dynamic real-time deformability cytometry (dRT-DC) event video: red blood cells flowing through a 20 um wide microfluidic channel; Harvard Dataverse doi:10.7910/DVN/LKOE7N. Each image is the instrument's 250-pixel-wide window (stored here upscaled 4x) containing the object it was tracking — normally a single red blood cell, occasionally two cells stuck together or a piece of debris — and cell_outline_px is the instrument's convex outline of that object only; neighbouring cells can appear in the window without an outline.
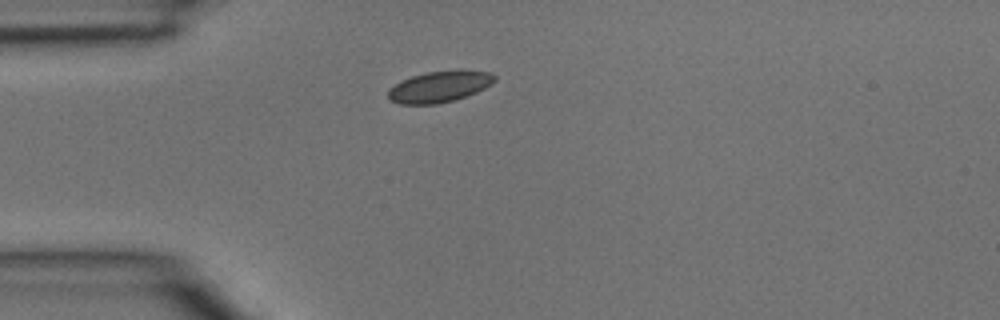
{"species": "common noctule bat (a hibernating species)", "species_latin": "Nyctalus noctula", "temperature_condition": "room temperature", "stored_images_in_passage": 1, "camera_frame_rate_fps": 3000, "um_per_image_px": 0.085, "animal": {"sex": "male", "body_mass_g": 15.6}, "frame": {"image": 1, "passage_image": 1, "time_ms": 0.0, "image_size_px": [1000, 320], "cell_outline_px": [[496, 80], [492, 84], [476, 92], [456, 100], [436, 104], [400, 104], [388, 100], [388, 88], [400, 80], [412, 76], [428, 72], [460, 68], [492, 72], [496, 76]], "centroid_in_image_um": [37.37, 7.34], "position_along_channel_um": 47.6, "area_um2": 19.94}}